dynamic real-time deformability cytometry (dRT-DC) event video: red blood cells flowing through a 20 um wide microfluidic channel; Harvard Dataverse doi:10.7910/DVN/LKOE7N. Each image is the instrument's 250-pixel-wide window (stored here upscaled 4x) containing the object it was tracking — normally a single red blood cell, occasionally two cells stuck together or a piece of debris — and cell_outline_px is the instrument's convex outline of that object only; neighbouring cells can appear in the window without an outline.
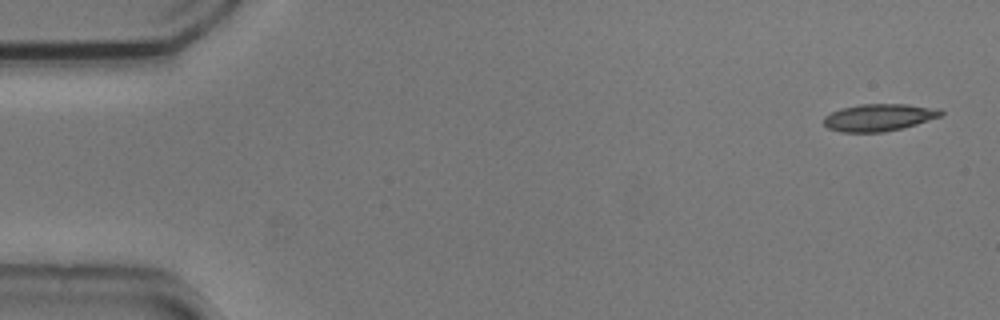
{"species": "common noctule bat (a hibernating species)", "species_latin": "Nyctalus noctula", "temperature_condition": "cold", "stored_images_in_passage": 8, "camera_frame_rate_fps": 3000, "um_per_image_px": 0.085, "animal": {"sex": "male", "body_mass_g": 20.5, "forearm_length_mm": 52.5}, "frame": {"image": 1, "passage_image": 1, "time_ms": 0.0, "image_size_px": [1000, 320], "cell_outline_px": [[944, 112], [940, 116], [916, 124], [884, 132], [840, 132], [828, 128], [824, 124], [824, 116], [840, 108], [860, 104], [904, 104], [940, 108]], "centroid_in_image_um": [74.69, 9.97], "position_along_channel_um": 10.3, "area_um2": 18.5}}